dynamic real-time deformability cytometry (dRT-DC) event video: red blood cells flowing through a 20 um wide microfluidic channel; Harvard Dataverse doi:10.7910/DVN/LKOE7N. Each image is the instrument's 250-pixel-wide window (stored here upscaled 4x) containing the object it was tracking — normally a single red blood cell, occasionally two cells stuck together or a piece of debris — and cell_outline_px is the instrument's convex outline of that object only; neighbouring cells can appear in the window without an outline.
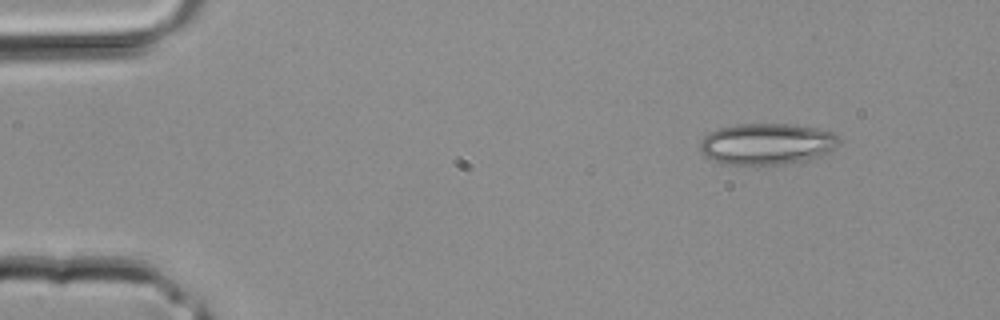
{"species": "common noctule bat (a hibernating species)", "species_latin": "Nyctalus noctula", "temperature_condition": "room temperature", "stored_images_in_passage": 35, "camera_frame_rate_fps": 3000, "um_per_image_px": 0.085, "animal": {"sex": "male", "body_mass_g": 20.4}, "frame": {"image": 1, "passage_image": 1, "time_ms": 0.0, "image_size_px": [1000, 320], "cell_outline_px": [[840, 144], [836, 148], [820, 156], [804, 160], [784, 164], [720, 164], [704, 156], [700, 152], [700, 144], [704, 136], [708, 132], [720, 128], [736, 124], [792, 124], [816, 128], [832, 132], [840, 136]], "centroid_in_image_um": [65.18, 12.23], "position_along_channel_um": 19.8, "area_um2": 33.7}}
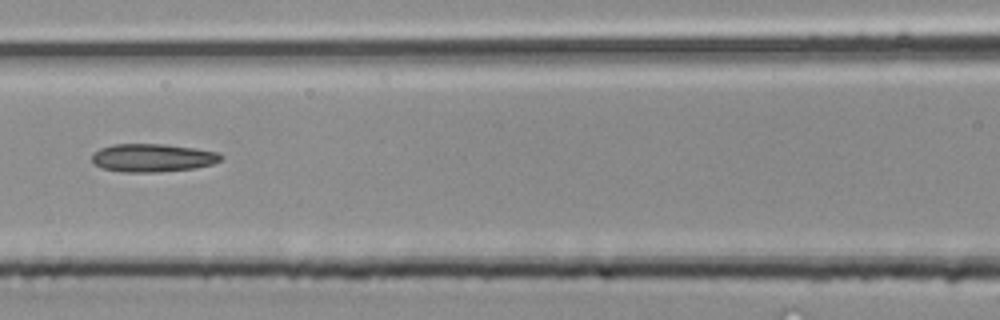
{"frame": {"image": 2, "passage_image": 14, "time_ms": 4.333, "image_size_px": [1000, 320], "cell_outline_px": [[224, 156], [220, 160], [212, 164], [196, 168], [160, 172], [124, 172], [100, 168], [92, 160], [92, 152], [100, 148], [112, 144], [164, 144], [196, 148], [220, 152]], "centroid_in_image_um": [12.98, 13.41], "position_along_channel_um": 153.6, "area_um2": 21.39}}
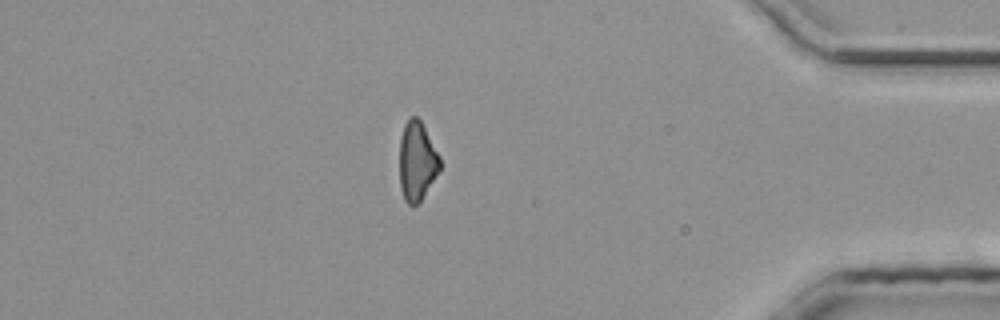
{"frame": {"image": 3, "passage_image": 30, "time_ms": 9.667, "image_size_px": [1000, 320], "cell_outline_px": [[440, 172], [420, 200], [412, 208], [404, 200], [400, 188], [400, 140], [404, 124], [408, 116], [416, 116], [420, 120], [440, 156]], "centroid_in_image_um": [35.44, 13.71], "position_along_channel_um": 399.8, "area_um2": 18.73}}